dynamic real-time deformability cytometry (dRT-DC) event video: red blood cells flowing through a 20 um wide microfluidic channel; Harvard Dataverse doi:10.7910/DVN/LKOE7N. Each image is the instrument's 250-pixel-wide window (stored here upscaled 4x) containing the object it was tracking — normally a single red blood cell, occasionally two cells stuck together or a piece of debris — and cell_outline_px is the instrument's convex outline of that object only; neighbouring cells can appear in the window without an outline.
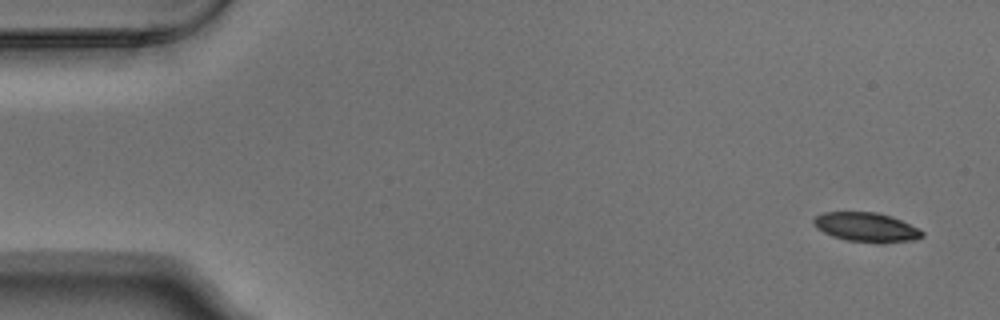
{"species": "Egyptian fruit bat (a non-hibernating species)", "species_latin": "Rousettus aegyptiacus", "temperature_condition": "warm", "stored_images_in_passage": 6, "camera_frame_rate_fps": 3000, "um_per_image_px": 0.085, "animal": {"sex": "male"}, "frame": {"image": 1, "passage_image": 1, "time_ms": 0.0, "image_size_px": [1000, 320], "cell_outline_px": [[924, 236], [912, 240], [880, 244], [848, 240], [832, 236], [816, 228], [812, 220], [816, 216], [824, 212], [876, 212], [900, 220], [920, 228], [924, 232]], "centroid_in_image_um": [73.65, 19.32], "position_along_channel_um": 11.3, "area_um2": 18.55}}
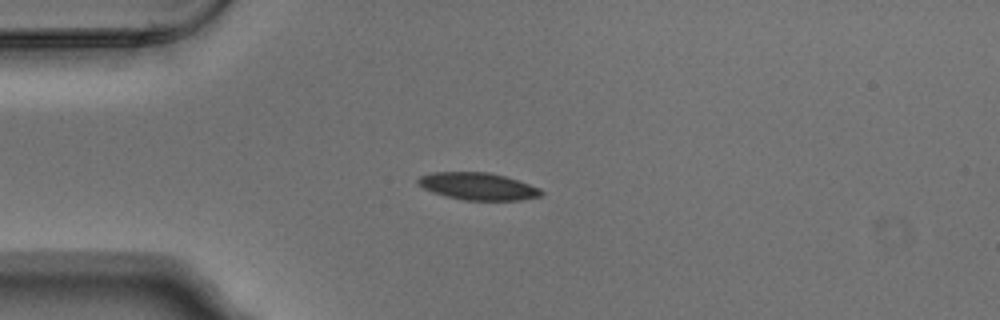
{"frame": {"image": 2, "passage_image": 4, "time_ms": 1.0, "image_size_px": [1000, 320], "cell_outline_px": [[544, 192], [540, 196], [520, 200], [464, 200], [432, 192], [416, 184], [416, 180], [420, 176], [432, 172], [488, 172], [504, 176], [540, 188]], "centroid_in_image_um": [40.59, 15.83], "position_along_channel_um": 44.4, "area_um2": 19.42}}
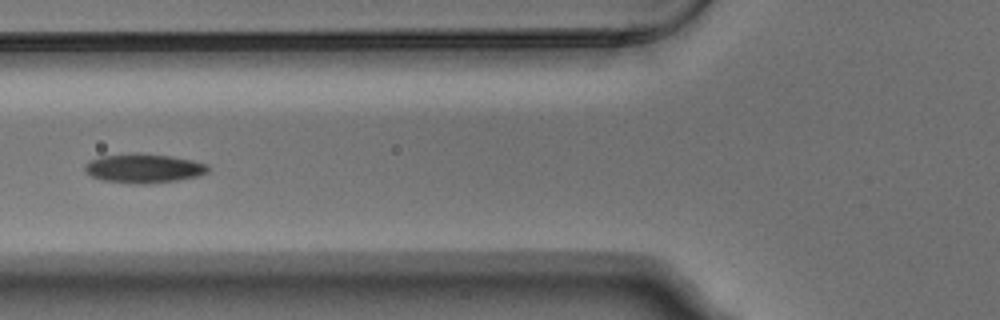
{"frame": {"image": 3, "passage_image": 6, "time_ms": 1.667, "image_size_px": [1000, 320], "cell_outline_px": [[208, 172], [200, 176], [176, 180], [148, 184], [136, 184], [100, 180], [84, 172], [84, 164], [88, 160], [100, 156], [136, 152], [140, 152], [172, 156], [192, 160], [208, 164]], "centroid_in_image_um": [12.18, 14.3], "position_along_channel_um": 113.6, "area_um2": 21.39}}